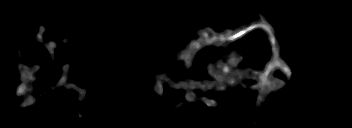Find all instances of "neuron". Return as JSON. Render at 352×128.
I'll list each match as a JSON object with an SVG mask.
<instances>
[{
    "label": "neuron",
    "instance_id": "neuron-1",
    "mask_svg": "<svg viewBox=\"0 0 352 128\" xmlns=\"http://www.w3.org/2000/svg\"><path fill=\"white\" fill-rule=\"evenodd\" d=\"M256 28H261L266 30V32L269 34V41L271 43V48H272V52H273V56L271 58V60L267 63V65L265 66L263 71H257L256 74L254 75L253 79L257 81L256 84L254 85H248L245 84V88H251V89H258L260 97H265L266 92L268 90H272V91H276L277 89H279L282 85H283V81H278V79H272L271 78V74L274 71L275 68H280L284 74L286 75L288 80H291V76H292V71L290 69V67L288 65H286L284 62H282L279 58V46H278V42L277 39L275 38V34L274 31L272 30L271 26L267 23V20L265 17L262 18V22H257L255 24H252L244 29H240L239 31H233V30H228L225 33H216L214 32L213 29H211V32L213 34L212 37H210V41H206L205 39L199 40V41H193L192 44H190V48L188 50H185V56H186V61H187V68H190V64L191 60L193 59V54L197 51V49L200 47V45H204L209 42H219V43H226L229 44V42H231L232 40H235L239 37H242L244 35H246L247 33L252 32L254 29ZM45 30L44 26L40 27V30L38 32L37 35V39L41 40L42 39V33ZM206 32H204L203 30H199L196 35H201V34H205ZM56 47L55 43H50L47 44V49L49 50V52L53 53V51L51 50L52 48ZM242 56H239V58L230 55V60H229V65L231 66H236V62L238 61H243ZM219 68L223 69V71L218 72V70H214L213 64H209V72L210 75H214V77L216 78V82L213 83H209L206 80H201V81H193V80H188L187 83H182L179 82L178 84H176L174 87L175 89H181V88H194V89H201L203 91H206L208 89H223V84L224 82H226V84H229L230 86H234L235 82H234V77H237L240 80H242L243 75L241 74V72L239 71V76L234 74V71L230 70L228 67V65L225 64H219L218 65ZM40 67L36 66L35 68H27L25 66L21 67L20 69V73L22 74V77H20V80L24 82L22 84H20V86L18 87V89L16 90V94L18 96H22L24 94V92H30L31 89V84H29L28 82H25V80L31 79L33 80L34 77V72L36 70H38ZM67 69H68V65L64 66L63 70H64V76L62 77L61 81L59 83H57V85L62 84L66 78H67ZM212 73V74H211ZM164 80L162 79H157L155 81V84L157 86L161 85V82H163ZM196 96L193 93H188L186 96V100L189 102H193L195 101ZM202 100L205 101V103L208 106H212L215 107L217 105V102L214 99H204L202 98ZM34 103V99L33 98H28L26 100H24L22 103L20 102L21 106H28L30 104Z\"/></svg>",
    "mask_w": 352,
    "mask_h": 128
}]
</instances>
